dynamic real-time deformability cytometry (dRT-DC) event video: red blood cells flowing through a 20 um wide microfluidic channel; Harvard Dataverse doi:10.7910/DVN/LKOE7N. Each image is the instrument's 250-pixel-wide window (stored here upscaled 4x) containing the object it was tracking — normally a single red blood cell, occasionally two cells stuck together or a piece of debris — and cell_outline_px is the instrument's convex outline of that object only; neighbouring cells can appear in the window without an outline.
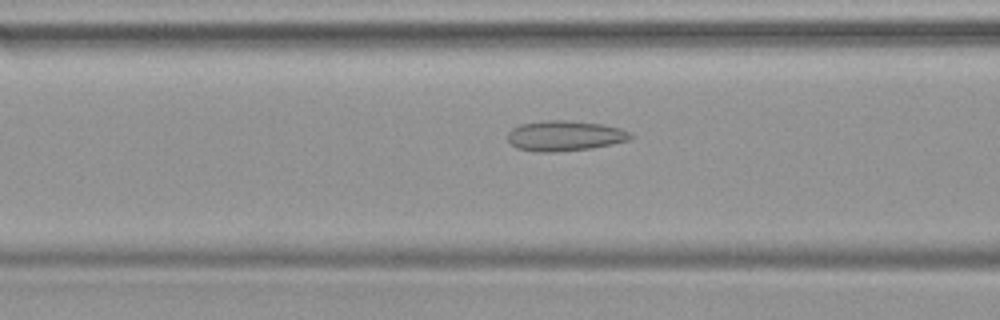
{"species": "common noctule bat (a hibernating species)", "species_latin": "Nyctalus noctula", "temperature_condition": "warm", "stored_images_in_passage": 47, "camera_frame_rate_fps": 3000, "um_per_image_px": 0.085, "animal": {"sex": "female", "body_mass_g": 19.9}, "frame": {"image": 1, "passage_image": 19, "time_ms": 6.0, "image_size_px": [1000, 320], "cell_outline_px": [[636, 136], [628, 140], [612, 144], [592, 148], [552, 152], [536, 152], [516, 148], [508, 140], [508, 132], [512, 128], [520, 124], [544, 120], [568, 120], [604, 124], [620, 128], [632, 132]], "centroid_in_image_um": [48.03, 11.53], "position_along_channel_um": 118.6, "area_um2": 21.96}}
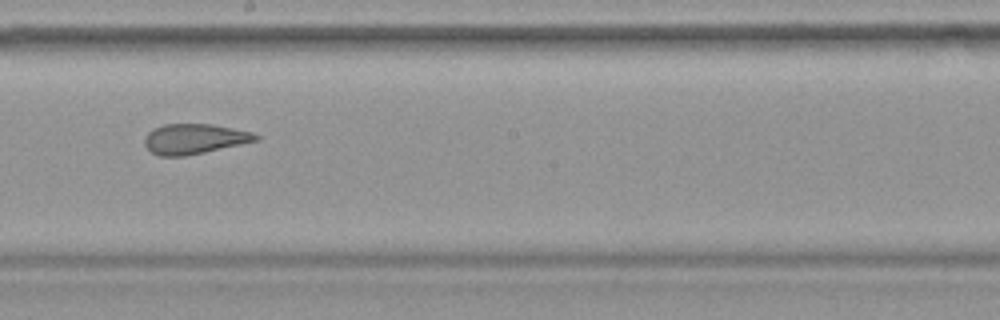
{"frame": {"image": 2, "passage_image": 27, "time_ms": 8.667, "image_size_px": [1000, 320], "cell_outline_px": [[260, 140], [204, 152], [184, 156], [160, 156], [152, 152], [144, 144], [144, 136], [152, 128], [164, 124], [212, 124], [252, 132], [260, 136]], "centroid_in_image_um": [16.51, 11.8], "position_along_channel_um": 231.7, "area_um2": 19.54}}
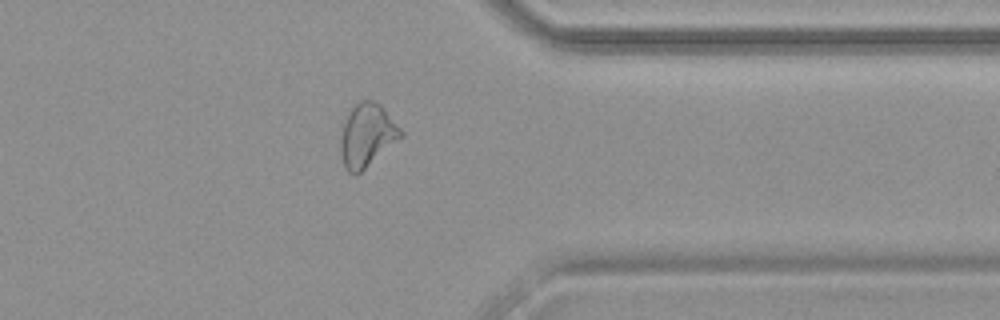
{"frame": {"image": 3, "passage_image": 38, "time_ms": 12.333, "image_size_px": [1000, 320], "cell_outline_px": [[404, 136], [356, 176], [352, 176], [344, 168], [340, 152], [340, 140], [344, 124], [352, 108], [360, 100], [372, 100], [380, 104], [384, 108], [404, 132]], "centroid_in_image_um": [31.21, 11.54], "position_along_channel_um": 380.2, "area_um2": 22.25}}